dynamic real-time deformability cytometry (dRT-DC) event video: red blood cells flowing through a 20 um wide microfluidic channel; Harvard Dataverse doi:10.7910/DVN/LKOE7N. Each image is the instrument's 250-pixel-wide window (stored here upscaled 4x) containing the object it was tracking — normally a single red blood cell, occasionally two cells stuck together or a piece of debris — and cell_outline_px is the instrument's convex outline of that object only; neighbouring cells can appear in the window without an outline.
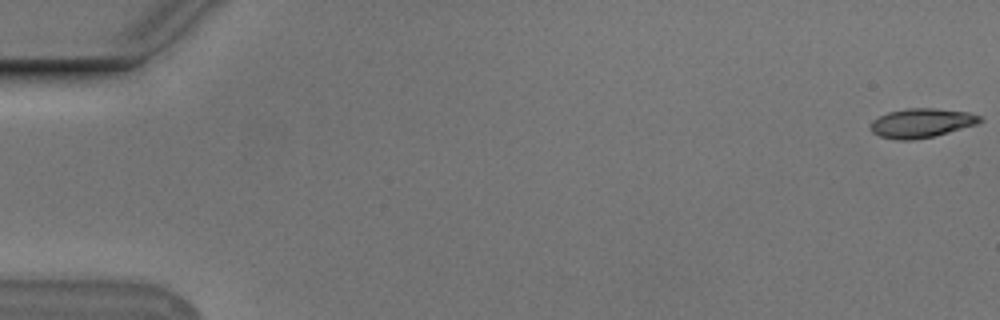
{"species": "Egyptian fruit bat (a non-hibernating species)", "species_latin": "Rousettus aegyptiacus", "temperature_condition": "cold", "stored_images_in_passage": 55, "camera_frame_rate_fps": 3000, "um_per_image_px": 0.085, "animal": {"sex": "male"}, "frame": {"image": 1, "passage_image": 1, "time_ms": 0.0, "image_size_px": [1000, 320], "cell_outline_px": [[984, 120], [976, 124], [948, 132], [932, 136], [912, 140], [896, 140], [880, 136], [872, 132], [872, 120], [888, 112], [908, 108], [936, 108], [968, 112], [984, 116]], "centroid_in_image_um": [78.36, 10.44], "position_along_channel_um": 6.6, "area_um2": 18.5}}
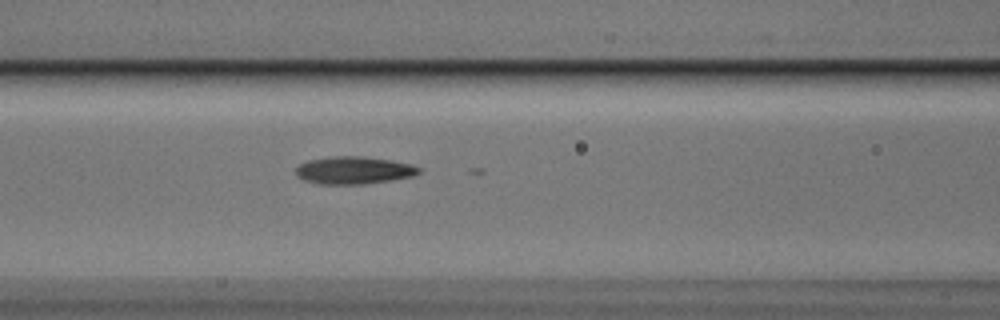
{"frame": {"image": 2, "passage_image": 24, "time_ms": 7.667, "image_size_px": [1000, 320], "cell_outline_px": [[420, 172], [412, 176], [392, 180], [364, 184], [320, 184], [304, 180], [296, 176], [296, 168], [300, 164], [308, 160], [332, 156], [364, 156], [412, 164], [420, 168]], "centroid_in_image_um": [30.06, 14.47], "position_along_channel_um": 136.5, "area_um2": 19.71}}
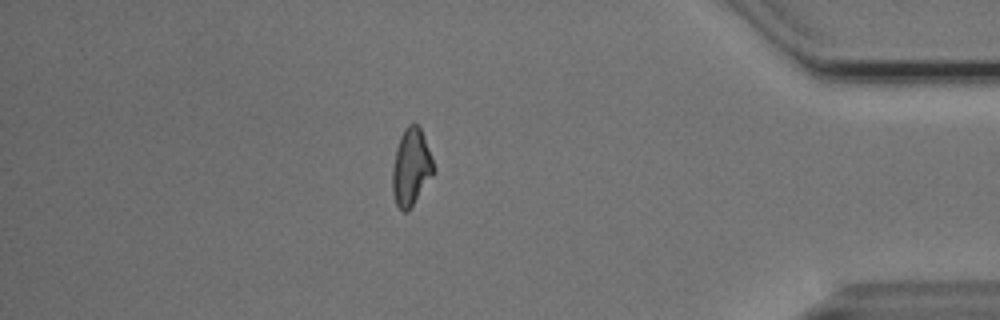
{"frame": {"image": 3, "passage_image": 48, "time_ms": 15.667, "image_size_px": [1000, 320], "cell_outline_px": [[436, 168], [432, 176], [408, 212], [404, 212], [396, 204], [392, 192], [392, 168], [396, 148], [400, 136], [404, 128], [408, 124], [416, 124], [420, 128]], "centroid_in_image_um": [34.93, 14.22], "position_along_channel_um": 400.3, "area_um2": 18.44}, "authors_computed_cell_mechanics": {"area_um2": 18.785, "velocity_mm_per_s": 3.7534, "shape_relaxation_time_tau1_ms": 3.9308, "shape_relaxation_time_tau2_ms": 1.8384, "deformation_change_tau1": 0.1565, "deformation_change_tau2": 0.0896}}